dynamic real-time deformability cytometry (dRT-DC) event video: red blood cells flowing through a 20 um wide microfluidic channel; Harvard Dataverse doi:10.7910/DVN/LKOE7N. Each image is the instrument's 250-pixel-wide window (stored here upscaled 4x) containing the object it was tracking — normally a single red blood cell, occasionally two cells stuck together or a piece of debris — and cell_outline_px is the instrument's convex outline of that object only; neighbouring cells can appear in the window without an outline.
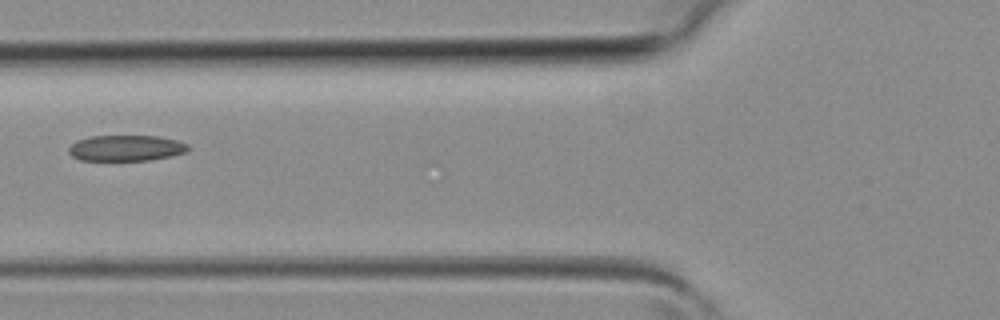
{"species": "common noctule bat (a hibernating species)", "species_latin": "Nyctalus noctula", "temperature_condition": "room temperature", "stored_images_in_passage": 4, "camera_frame_rate_fps": 3000, "um_per_image_px": 0.085, "animal": {"sex": "female", "body_mass_g": 19.3, "forearm_length_mm": 54.1}, "frame": {"image": 1, "passage_image": 4, "time_ms": 1.0, "image_size_px": [1000, 320], "cell_outline_px": [[188, 152], [172, 156], [152, 160], [80, 160], [72, 156], [68, 152], [68, 148], [76, 140], [92, 136], [160, 136], [176, 140], [188, 144]], "centroid_in_image_um": [10.73, 12.59], "position_along_channel_um": 115.1, "area_um2": 18.09}}